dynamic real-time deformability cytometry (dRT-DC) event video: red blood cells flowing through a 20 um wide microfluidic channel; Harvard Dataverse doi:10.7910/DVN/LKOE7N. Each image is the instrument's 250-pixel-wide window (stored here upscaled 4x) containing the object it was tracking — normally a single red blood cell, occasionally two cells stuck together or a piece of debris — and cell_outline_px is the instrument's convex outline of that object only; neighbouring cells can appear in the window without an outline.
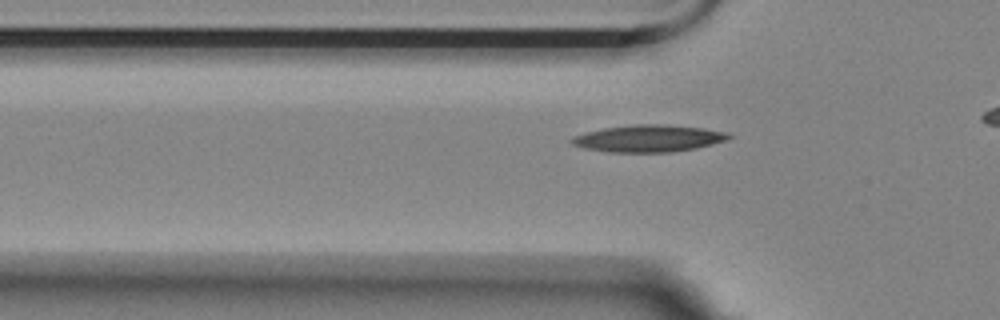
{"species": "Egyptian fruit bat (a non-hibernating species)", "species_latin": "Rousettus aegyptiacus", "temperature_condition": "room temperature", "stored_images_in_passage": 28, "camera_frame_rate_fps": 3000, "um_per_image_px": 0.085, "animal": {"sex": "female"}, "frame": {"image": 1, "passage_image": 5, "time_ms": 1.333, "image_size_px": [1000, 320], "cell_outline_px": [[732, 136], [728, 140], [696, 148], [672, 152], [608, 152], [584, 148], [572, 144], [568, 140], [572, 136], [584, 132], [604, 128], [632, 124], [664, 124], [704, 128], [728, 132]], "centroid_in_image_um": [55.11, 11.76], "position_along_channel_um": 70.7, "area_um2": 24.97}}
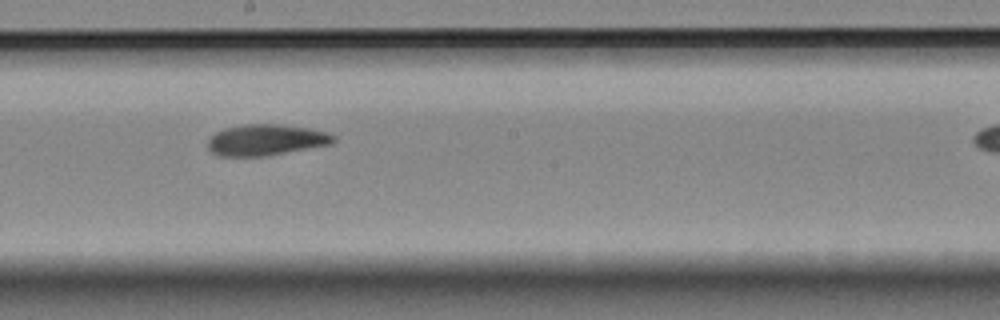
{"frame": {"image": 2, "passage_image": 18, "time_ms": 5.667, "image_size_px": [1000, 320], "cell_outline_px": [[336, 140], [332, 144], [268, 156], [220, 156], [212, 152], [208, 148], [208, 140], [216, 132], [224, 128], [244, 124], [276, 124], [308, 128], [324, 132], [336, 136]], "centroid_in_image_um": [22.61, 11.9], "position_along_channel_um": 225.6, "area_um2": 22.77}}
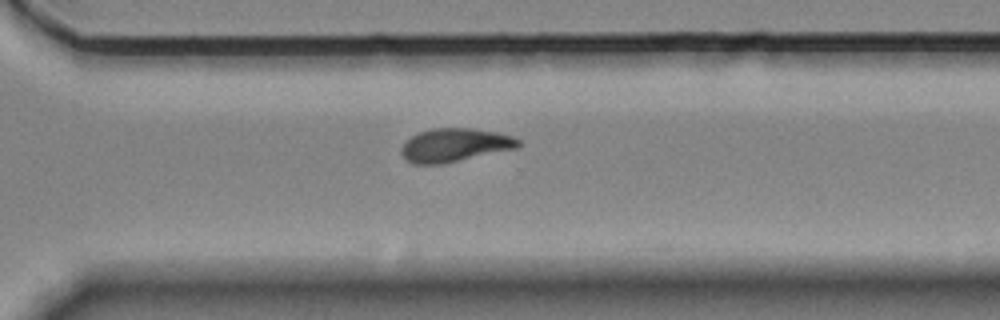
{"frame": {"image": 3, "passage_image": 27, "time_ms": 8.667, "image_size_px": [1000, 320], "cell_outline_px": [[520, 144], [516, 148], [440, 164], [412, 164], [400, 152], [400, 148], [412, 136], [420, 132], [432, 128], [472, 128], [496, 132], [512, 136], [520, 140]], "centroid_in_image_um": [38.64, 12.32], "position_along_channel_um": 332.0, "area_um2": 22.43}}